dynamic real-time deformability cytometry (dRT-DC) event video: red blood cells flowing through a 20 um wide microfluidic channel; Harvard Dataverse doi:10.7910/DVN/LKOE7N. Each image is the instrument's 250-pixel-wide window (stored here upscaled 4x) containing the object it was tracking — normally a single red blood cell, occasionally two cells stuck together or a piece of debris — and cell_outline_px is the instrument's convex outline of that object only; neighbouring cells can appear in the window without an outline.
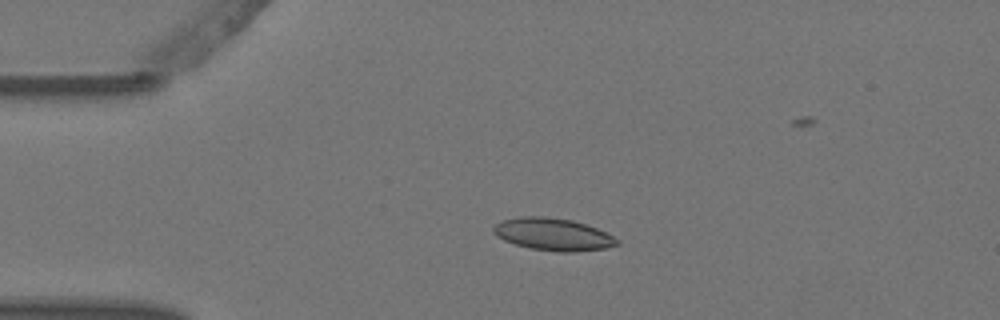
{"species": "Egyptian fruit bat (a non-hibernating species)", "species_latin": "Rousettus aegyptiacus", "temperature_condition": "warm", "stored_images_in_passage": 4, "camera_frame_rate_fps": 3000, "um_per_image_px": 0.085, "animal": {"sex": "female"}, "frame": {"image": 1, "passage_image": 3, "time_ms": 0.667, "image_size_px": [1000, 320], "cell_outline_px": [[620, 244], [604, 248], [576, 252], [556, 252], [532, 248], [516, 244], [504, 240], [496, 236], [492, 232], [492, 228], [496, 224], [504, 220], [520, 216], [544, 216], [572, 220], [596, 228], [620, 240]], "centroid_in_image_um": [47.0, 19.92], "position_along_channel_um": 38.0, "area_um2": 23.18}}